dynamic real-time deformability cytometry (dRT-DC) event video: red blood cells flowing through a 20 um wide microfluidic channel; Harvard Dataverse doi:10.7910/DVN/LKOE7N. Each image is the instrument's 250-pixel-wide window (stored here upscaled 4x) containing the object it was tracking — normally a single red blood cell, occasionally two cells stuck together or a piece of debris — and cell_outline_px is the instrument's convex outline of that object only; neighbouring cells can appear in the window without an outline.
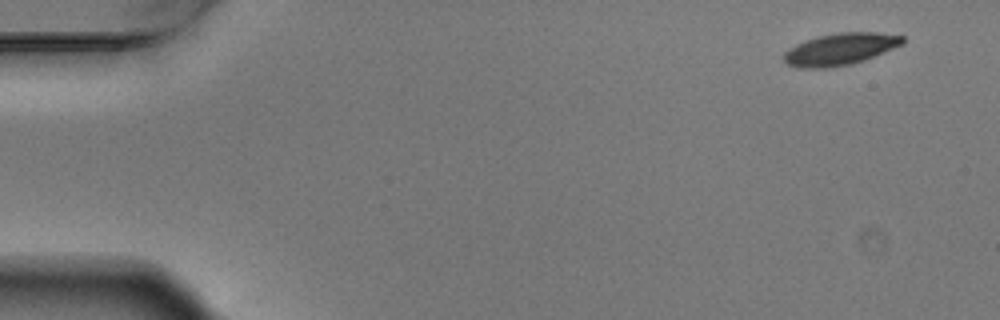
{"species": "Egyptian fruit bat (a non-hibernating species)", "species_latin": "Rousettus aegyptiacus", "temperature_condition": "warm", "stored_images_in_passage": 6, "camera_frame_rate_fps": 3000, "um_per_image_px": 0.085, "animal": {"sex": "male"}, "frame": {"image": 1, "passage_image": 1, "time_ms": 0.0, "image_size_px": [1000, 320], "cell_outline_px": [[904, 44], [864, 60], [852, 64], [828, 68], [800, 68], [788, 64], [784, 60], [784, 52], [788, 48], [796, 44], [820, 36], [840, 32], [880, 32], [904, 36]], "centroid_in_image_um": [71.44, 4.18], "position_along_channel_um": 13.6, "area_um2": 22.02}}
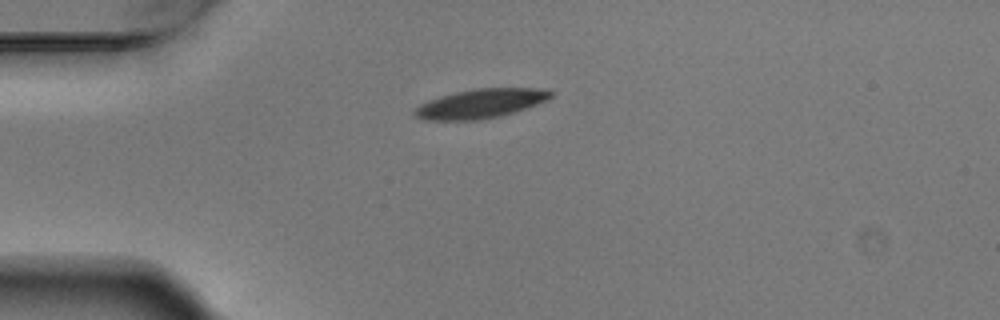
{"frame": {"image": 2, "passage_image": 4, "time_ms": 1.0, "image_size_px": [1000, 320], "cell_outline_px": [[556, 96], [548, 100], [500, 116], [480, 120], [420, 120], [412, 112], [420, 104], [428, 100], [440, 96], [456, 92], [476, 88], [548, 88], [556, 92]], "centroid_in_image_um": [40.9, 8.79], "position_along_channel_um": 44.1, "area_um2": 23.41}}
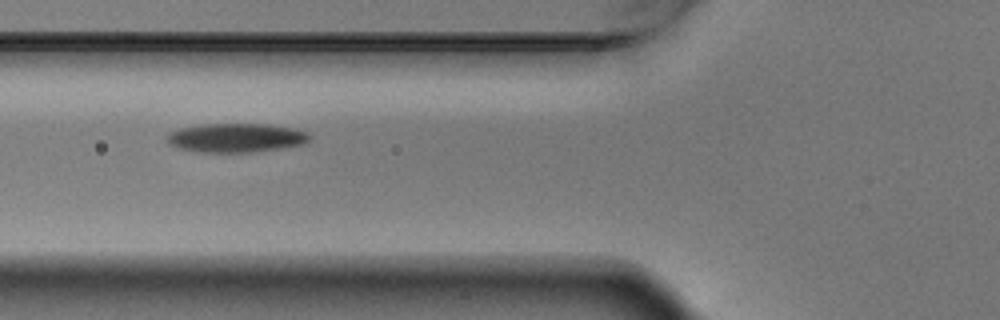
{"frame": {"image": 3, "passage_image": 6, "time_ms": 1.667, "image_size_px": [1000, 320], "cell_outline_px": [[312, 136], [304, 144], [284, 148], [252, 152], [204, 152], [180, 148], [168, 144], [168, 136], [172, 132], [180, 128], [204, 124], [268, 124], [292, 128], [308, 132]], "centroid_in_image_um": [20.13, 11.71], "position_along_channel_um": 105.7, "area_um2": 23.93}}